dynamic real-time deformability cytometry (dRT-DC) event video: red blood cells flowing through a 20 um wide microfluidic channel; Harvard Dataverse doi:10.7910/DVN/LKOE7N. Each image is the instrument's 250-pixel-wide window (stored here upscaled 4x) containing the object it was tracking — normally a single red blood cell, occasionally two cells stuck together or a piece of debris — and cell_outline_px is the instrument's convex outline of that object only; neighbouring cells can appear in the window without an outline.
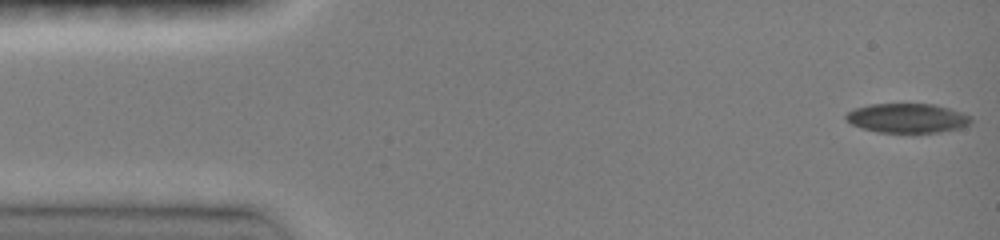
{"species": "common noctule bat (a hibernating species)", "species_latin": "Nyctalus noctula", "temperature_condition": "room temperature", "stored_images_in_passage": 11, "camera_frame_rate_fps": 3000, "um_per_image_px": 0.085, "animal": {"sex": "female", "body_mass_g": 19.0, "forearm_length_mm": 51.5}, "frame": {"image": 1, "passage_image": 1, "time_ms": 0.0, "image_size_px": [1000, 240], "cell_outline_px": [[972, 120], [968, 124], [960, 128], [940, 132], [876, 132], [852, 124], [844, 120], [844, 116], [848, 112], [856, 108], [868, 104], [932, 104], [948, 108], [972, 116]], "centroid_in_image_um": [77.1, 10.04], "position_along_channel_um": 7.9, "area_um2": 21.27}}
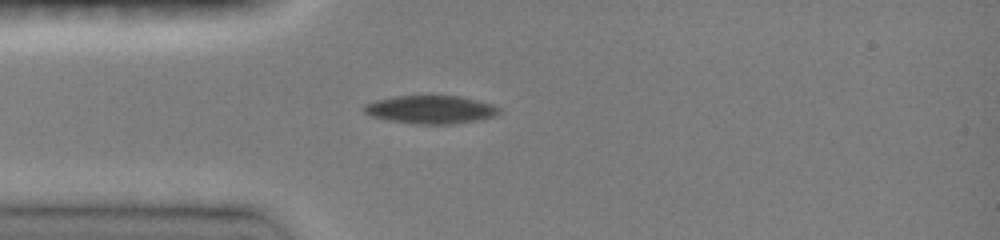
{"frame": {"image": 2, "passage_image": 8, "time_ms": 3.667, "image_size_px": [1000, 240], "cell_outline_px": [[500, 112], [496, 116], [480, 120], [452, 124], [416, 124], [388, 120], [372, 116], [364, 112], [364, 104], [376, 100], [396, 96], [460, 96], [492, 104], [500, 108]], "centroid_in_image_um": [36.63, 9.32], "position_along_channel_um": 48.4, "area_um2": 22.14}}